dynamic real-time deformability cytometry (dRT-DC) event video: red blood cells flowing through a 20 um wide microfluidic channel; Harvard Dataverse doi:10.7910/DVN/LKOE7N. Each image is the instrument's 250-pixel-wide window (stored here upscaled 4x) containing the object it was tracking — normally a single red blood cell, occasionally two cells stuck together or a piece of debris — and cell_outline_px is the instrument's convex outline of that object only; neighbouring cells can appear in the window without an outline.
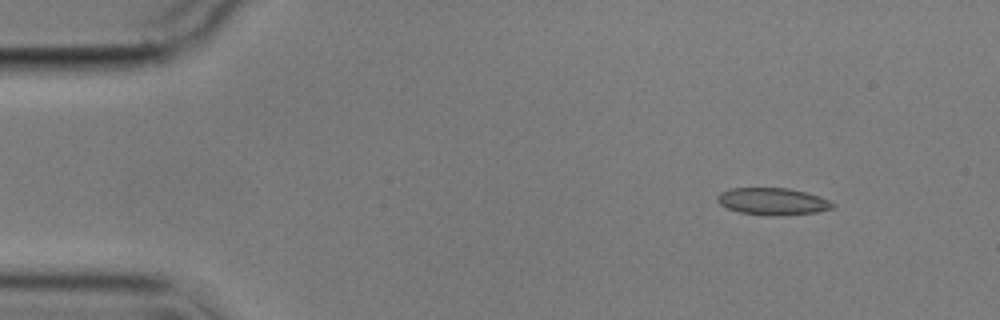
{"species": "common noctule bat (a hibernating species)", "species_latin": "Nyctalus noctula", "temperature_condition": "cold", "stored_images_in_passage": 4, "camera_frame_rate_fps": 3000, "um_per_image_px": 0.085, "animal": {"sex": "male", "body_mass_g": 17.9}, "frame": {"image": 1, "passage_image": 1, "time_ms": 0.0, "image_size_px": [1000, 320], "cell_outline_px": [[836, 204], [832, 208], [816, 212], [776, 216], [768, 216], [740, 212], [728, 208], [720, 204], [716, 200], [716, 196], [720, 192], [728, 188], [788, 188], [820, 196]], "centroid_in_image_um": [65.65, 17.12], "position_along_channel_um": 19.4, "area_um2": 18.21}}
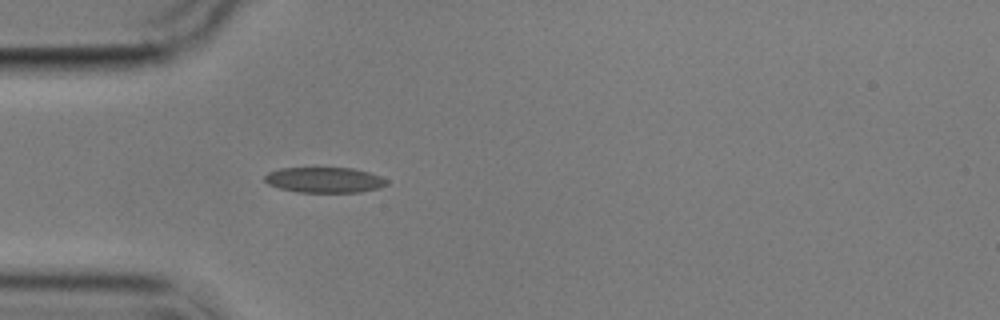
{"frame": {"image": 2, "passage_image": 4, "time_ms": 3.333, "image_size_px": [1000, 320], "cell_outline_px": [[388, 184], [380, 188], [360, 192], [296, 192], [280, 188], [268, 184], [264, 180], [264, 176], [268, 172], [280, 168], [352, 168], [368, 172], [380, 176], [388, 180]], "centroid_in_image_um": [27.58, 15.3], "position_along_channel_um": 57.4, "area_um2": 18.15}}